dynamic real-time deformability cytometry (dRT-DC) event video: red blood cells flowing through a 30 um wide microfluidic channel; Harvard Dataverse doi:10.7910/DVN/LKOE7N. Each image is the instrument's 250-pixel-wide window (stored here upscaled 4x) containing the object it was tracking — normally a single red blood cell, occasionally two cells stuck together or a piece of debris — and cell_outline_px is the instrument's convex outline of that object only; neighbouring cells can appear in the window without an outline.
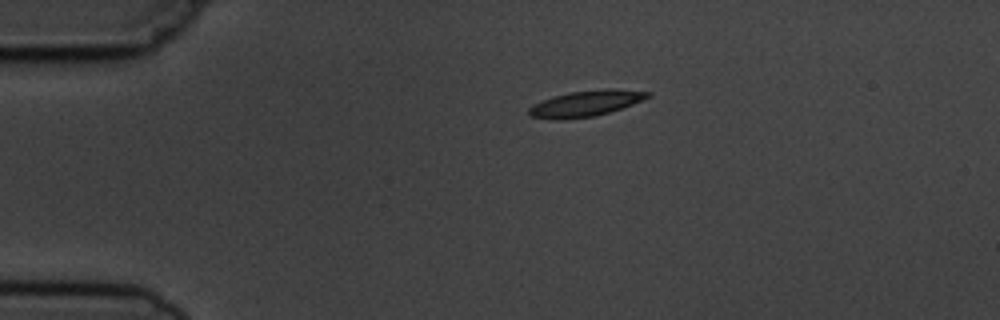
{"species": "common noctule bat (a hibernating species)", "species_latin": "Nyctalus noctula", "temperature_condition": "cold", "stored_images_in_passage": 2, "camera_frame_rate_fps": 3000, "um_per_image_px": 0.085, "animal": {"sex": "male", "body_mass_g": 19.5, "forearm_length_mm": 54.6}, "frame": {"image": 1, "passage_image": 1, "time_ms": 0.0, "image_size_px": [1000, 320], "cell_outline_px": [[652, 96], [632, 104], [596, 116], [560, 120], [556, 120], [532, 116], [528, 112], [528, 108], [544, 100], [556, 96], [572, 92], [604, 88], [612, 88], [652, 92]], "centroid_in_image_um": [49.85, 8.79], "position_along_channel_um": 35.2, "area_um2": 17.69}}